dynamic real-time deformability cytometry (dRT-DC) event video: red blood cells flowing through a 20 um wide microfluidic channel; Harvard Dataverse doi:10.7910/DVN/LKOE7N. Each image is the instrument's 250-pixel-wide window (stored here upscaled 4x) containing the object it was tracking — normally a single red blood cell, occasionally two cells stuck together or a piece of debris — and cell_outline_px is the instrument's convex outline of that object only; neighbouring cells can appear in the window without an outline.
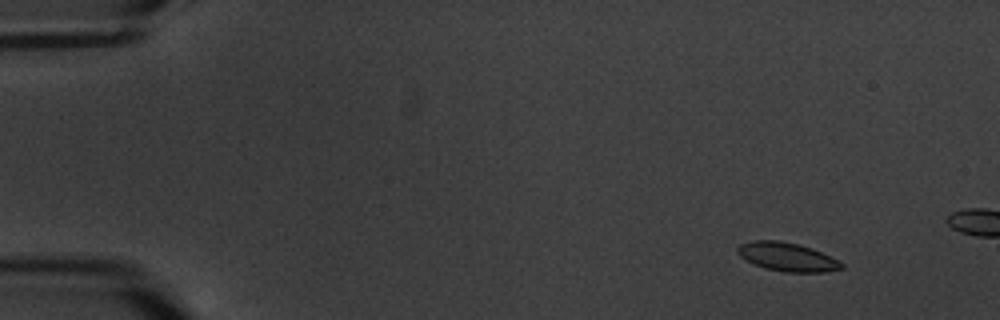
{"species": "common noctule bat (a hibernating species)", "species_latin": "Nyctalus noctula", "temperature_condition": "warm", "stored_images_in_passage": 5, "camera_frame_rate_fps": 3000, "um_per_image_px": 0.085, "animal": {"sex": "male", "body_mass_g": 20.1, "forearm_length_mm": 53.5}, "frame": {"image": 1, "passage_image": 2, "time_ms": 1.333, "image_size_px": [1000, 320], "cell_outline_px": [[844, 268], [824, 272], [784, 272], [764, 268], [740, 256], [736, 252], [736, 248], [740, 244], [752, 240], [780, 240], [812, 248], [844, 264]], "centroid_in_image_um": [66.88, 21.83], "position_along_channel_um": 18.1, "area_um2": 17.17}}